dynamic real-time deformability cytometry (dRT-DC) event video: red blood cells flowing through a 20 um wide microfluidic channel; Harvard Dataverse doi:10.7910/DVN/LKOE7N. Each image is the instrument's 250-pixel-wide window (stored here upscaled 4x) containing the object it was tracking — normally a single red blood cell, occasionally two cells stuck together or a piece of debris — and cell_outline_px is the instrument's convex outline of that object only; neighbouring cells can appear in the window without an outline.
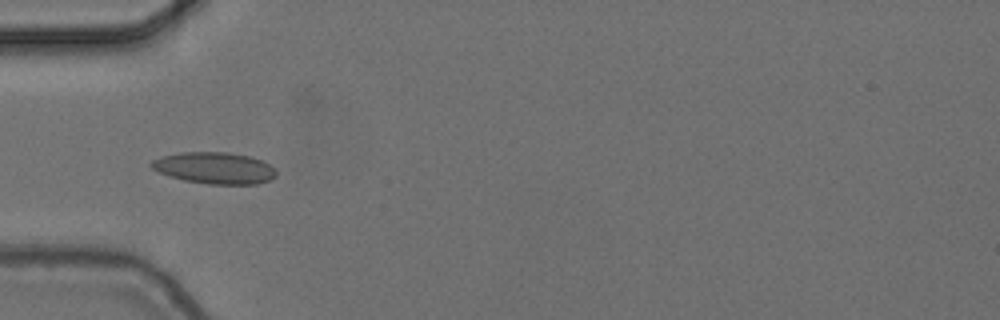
{"species": "common noctule bat (a hibernating species)", "species_latin": "Nyctalus noctula", "temperature_condition": "cold", "stored_images_in_passage": 7, "camera_frame_rate_fps": 3000, "um_per_image_px": 0.085, "animal": {"sex": "female", "body_mass_g": 24.6, "forearm_length_mm": 56.2}, "frame": {"image": 1, "passage_image": 5, "time_ms": 1.333, "image_size_px": [1000, 320], "cell_outline_px": [[276, 176], [272, 180], [256, 184], [208, 184], [184, 180], [160, 172], [152, 168], [148, 164], [152, 160], [164, 156], [180, 152], [228, 152], [248, 156], [260, 160], [276, 168]], "centroid_in_image_um": [18.27, 14.28], "position_along_channel_um": 66.7, "area_um2": 22.89}}
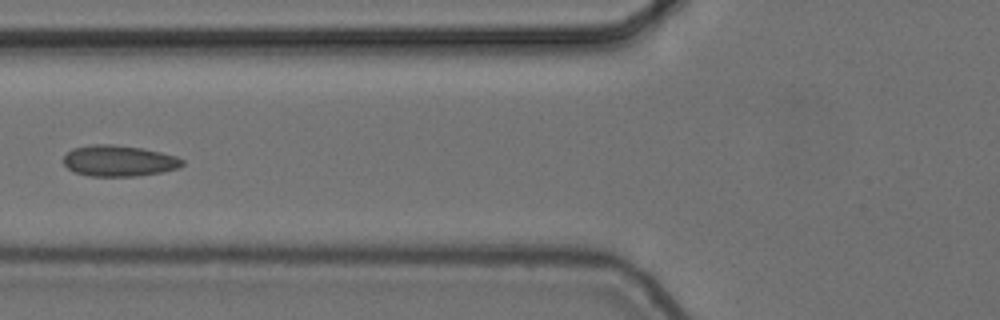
{"frame": {"image": 2, "passage_image": 6, "time_ms": 1.667, "image_size_px": [1000, 320], "cell_outline_px": [[184, 164], [180, 168], [160, 172], [136, 176], [88, 176], [76, 172], [68, 168], [64, 164], [64, 156], [72, 148], [92, 144], [112, 144], [144, 148], [176, 156], [184, 160]], "centroid_in_image_um": [10.12, 13.66], "position_along_channel_um": 115.7, "area_um2": 21.56}}
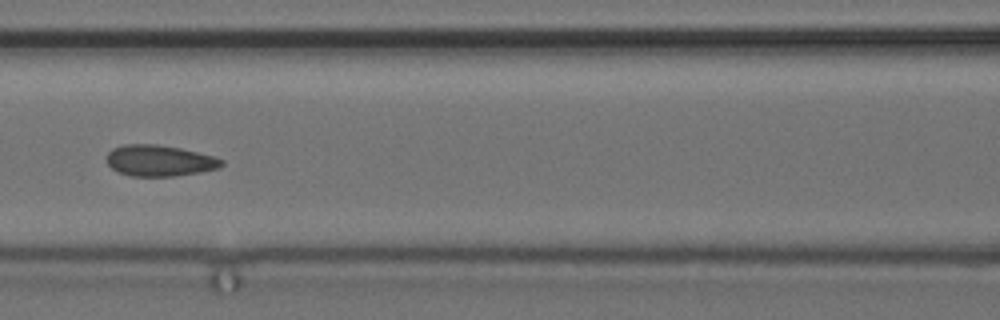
{"frame": {"image": 3, "passage_image": 7, "time_ms": 2.0, "image_size_px": [1000, 320], "cell_outline_px": [[224, 164], [220, 168], [200, 172], [172, 176], [132, 176], [120, 172], [112, 168], [108, 164], [108, 152], [112, 148], [124, 144], [156, 144], [180, 148], [212, 156], [224, 160]], "centroid_in_image_um": [13.57, 13.65], "position_along_channel_um": 153.0, "area_um2": 20.69}}